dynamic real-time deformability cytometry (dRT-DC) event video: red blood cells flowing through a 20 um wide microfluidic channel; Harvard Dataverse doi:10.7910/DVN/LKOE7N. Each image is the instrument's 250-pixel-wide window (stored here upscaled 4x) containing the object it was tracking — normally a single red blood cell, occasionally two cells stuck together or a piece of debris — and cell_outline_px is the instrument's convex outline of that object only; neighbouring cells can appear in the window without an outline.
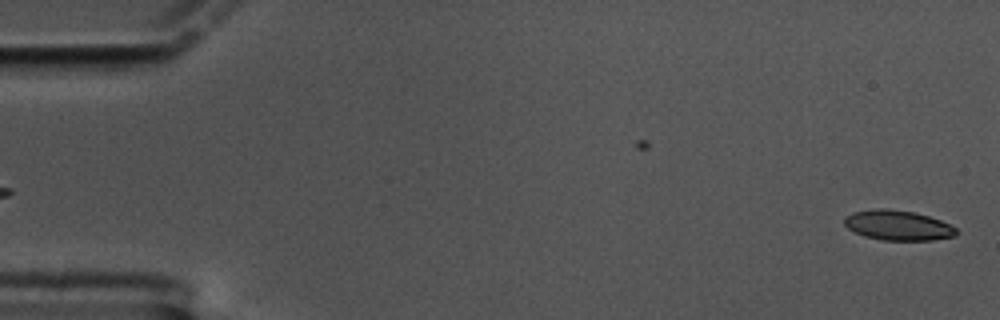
{"species": "common noctule bat (a hibernating species)", "species_latin": "Nyctalus noctula", "temperature_condition": "cold", "stored_images_in_passage": 11, "camera_frame_rate_fps": 3000, "um_per_image_px": 0.085, "animal": {"sex": "male", "body_mass_g": 17.5, "forearm_length_mm": 52.3}, "frame": {"image": 1, "passage_image": 2, "time_ms": 0.333, "image_size_px": [1000, 320], "cell_outline_px": [[960, 232], [956, 236], [932, 240], [880, 240], [864, 236], [848, 228], [844, 224], [844, 216], [852, 212], [876, 208], [888, 208], [912, 212], [928, 216], [940, 220], [956, 228]], "centroid_in_image_um": [76.32, 19.15], "position_along_channel_um": 8.7, "area_um2": 19.65}}